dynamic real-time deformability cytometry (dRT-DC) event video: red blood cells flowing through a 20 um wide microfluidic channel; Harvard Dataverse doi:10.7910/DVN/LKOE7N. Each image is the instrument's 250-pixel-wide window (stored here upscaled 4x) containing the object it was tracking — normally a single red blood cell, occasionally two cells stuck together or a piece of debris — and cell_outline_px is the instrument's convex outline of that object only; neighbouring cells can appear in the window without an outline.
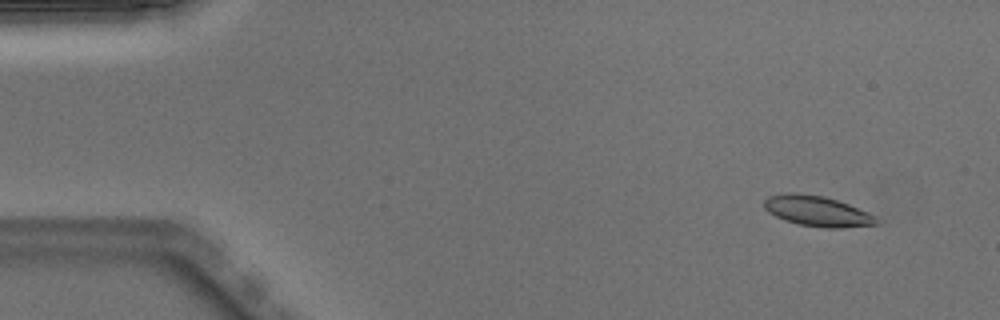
{"species": "Egyptian fruit bat (a non-hibernating species)", "species_latin": "Rousettus aegyptiacus", "temperature_condition": "warm", "stored_images_in_passage": 52, "camera_frame_rate_fps": 3000, "um_per_image_px": 0.085, "animal": {"sex": "male"}, "frame": {"image": 1, "passage_image": 5, "time_ms": 1.333, "image_size_px": [1000, 320], "cell_outline_px": [[880, 224], [840, 228], [824, 228], [800, 224], [784, 220], [768, 212], [764, 208], [764, 200], [768, 196], [784, 192], [796, 192], [824, 196], [848, 204], [868, 212], [876, 216], [880, 220]], "centroid_in_image_um": [69.47, 17.94], "position_along_channel_um": 15.5, "area_um2": 20.11}}
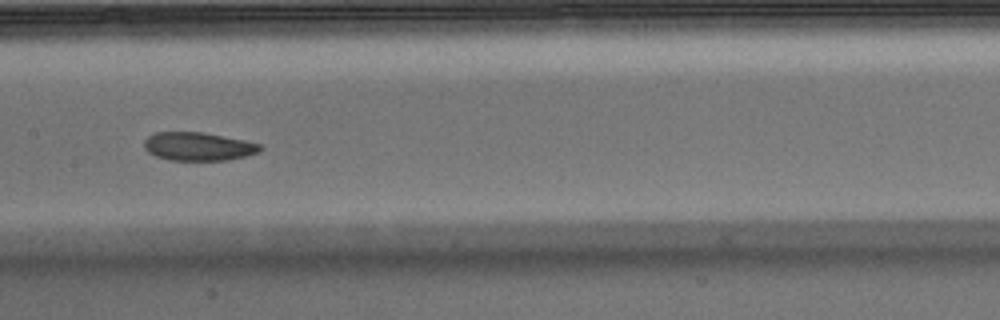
{"frame": {"image": 2, "passage_image": 26, "time_ms": 8.333, "image_size_px": [1000, 320], "cell_outline_px": [[264, 148], [260, 152], [228, 160], [168, 160], [156, 156], [148, 152], [144, 148], [144, 140], [148, 136], [156, 132], [204, 132], [244, 140], [260, 144]], "centroid_in_image_um": [16.85, 12.45], "position_along_channel_um": 190.5, "area_um2": 19.25}}
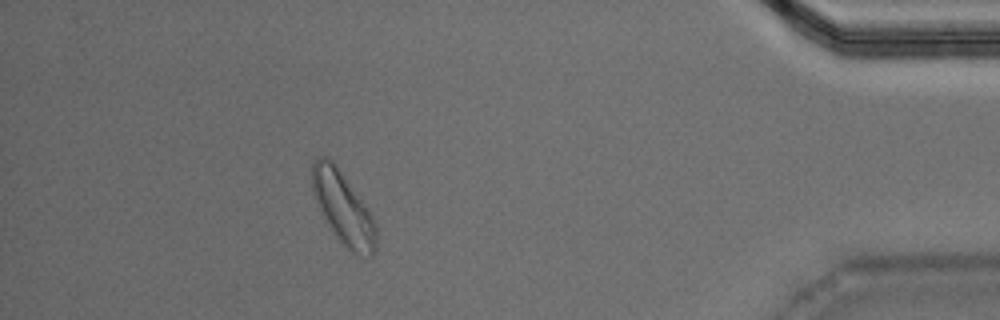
{"frame": {"image": 3, "passage_image": 46, "time_ms": 15.0, "image_size_px": [1000, 320], "cell_outline_px": [[376, 252], [372, 256], [368, 256], [352, 252], [340, 240], [320, 212], [312, 188], [312, 164], [320, 156], [328, 156], [336, 164], [368, 208], [376, 224]], "centroid_in_image_um": [29.18, 17.65], "position_along_channel_um": 406.0, "area_um2": 26.65}, "authors_computed_cell_mechanics": {"area_um2": 20.0277, "velocity_mm_per_s": 3.9793, "shape_relaxation_time_tau1_ms": 3.2883, "shape_relaxation_time_tau2_ms": 5.2284, "deformation_change_tau1": 0.118, "deformation_change_tau2": 0.1068}}